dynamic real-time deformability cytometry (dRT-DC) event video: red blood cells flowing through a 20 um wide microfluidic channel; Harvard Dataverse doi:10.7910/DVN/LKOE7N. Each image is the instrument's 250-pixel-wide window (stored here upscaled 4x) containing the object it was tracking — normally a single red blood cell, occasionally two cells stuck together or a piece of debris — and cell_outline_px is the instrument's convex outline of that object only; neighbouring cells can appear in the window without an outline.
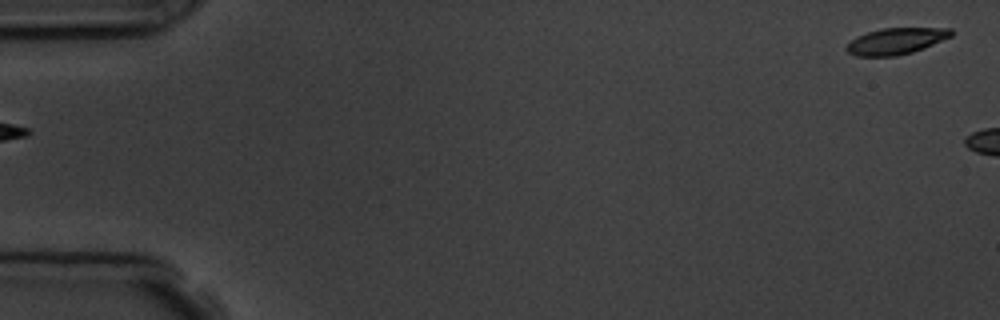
{"species": "common noctule bat (a hibernating species)", "species_latin": "Nyctalus noctula", "temperature_condition": "room temperature", "stored_images_in_passage": 6, "segment_of_instrument_passage": [2, 2], "camera_frame_rate_fps": 3000, "um_per_image_px": 0.085, "animal": {"sex": "male", "body_mass_g": 19.5, "forearm_length_mm": 54.6}, "frame": {"image": 1, "passage_image": 6, "time_ms": 5.667, "image_size_px": [1000, 320], "cell_outline_px": [[952, 36], [924, 48], [912, 52], [896, 56], [856, 56], [848, 52], [844, 48], [856, 36], [868, 32], [884, 28], [952, 28]], "centroid_in_image_um": [76.15, 3.5], "position_along_channel_um": 8.8, "area_um2": 16.01}}